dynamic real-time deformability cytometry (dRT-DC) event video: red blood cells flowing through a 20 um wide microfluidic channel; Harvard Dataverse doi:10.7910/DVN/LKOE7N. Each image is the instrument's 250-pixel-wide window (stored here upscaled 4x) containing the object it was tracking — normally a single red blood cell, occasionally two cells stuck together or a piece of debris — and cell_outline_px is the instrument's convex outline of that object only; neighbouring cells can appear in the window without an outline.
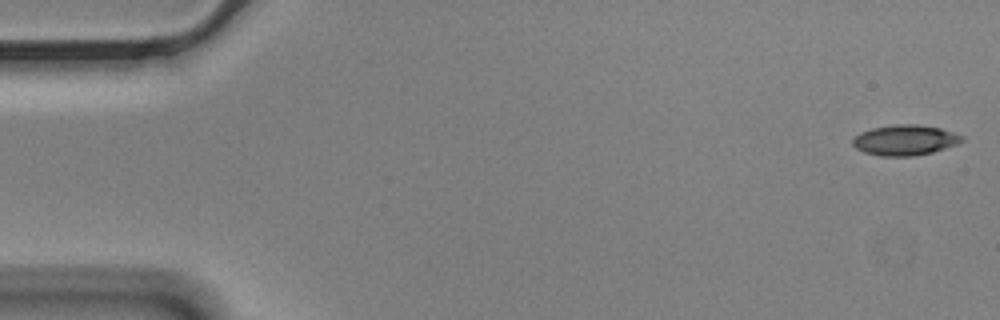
{"species": "Egyptian fruit bat (a non-hibernating species)", "species_latin": "Rousettus aegyptiacus", "temperature_condition": "cold", "stored_images_in_passage": 57, "camera_frame_rate_fps": 3000, "um_per_image_px": 0.085, "animal": {"sex": "male"}, "frame": {"image": 1, "passage_image": 1, "time_ms": 0.0, "image_size_px": [1000, 320], "cell_outline_px": [[964, 140], [956, 144], [932, 152], [912, 156], [880, 156], [864, 152], [856, 148], [852, 144], [852, 140], [860, 132], [872, 128], [892, 124], [916, 124], [940, 128], [964, 136]], "centroid_in_image_um": [76.9, 11.9], "position_along_channel_um": 8.1, "area_um2": 19.31}}
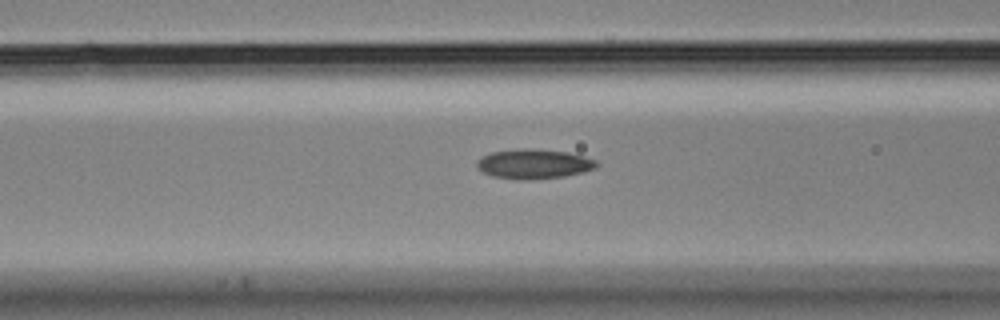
{"frame": {"image": 2, "passage_image": 22, "time_ms": 7.0, "image_size_px": [1000, 320], "cell_outline_px": [[600, 164], [596, 168], [564, 176], [524, 180], [520, 180], [492, 176], [476, 168], [476, 160], [492, 152], [520, 148], [528, 148], [568, 152], [584, 156], [596, 160]], "centroid_in_image_um": [45.37, 13.93], "position_along_channel_um": 121.2, "area_um2": 20.63}}
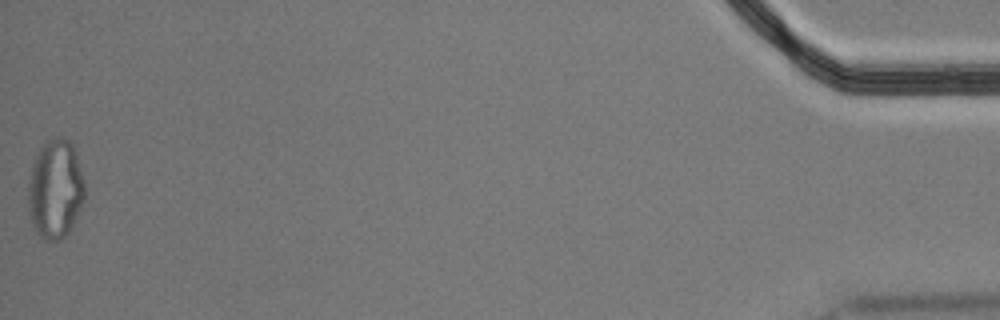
{"frame": {"image": 3, "passage_image": 57, "time_ms": 18.667, "image_size_px": [1000, 320], "cell_outline_px": [[84, 200], [72, 228], [60, 240], [44, 240], [36, 232], [32, 224], [28, 212], [28, 180], [32, 164], [40, 148], [48, 140], [56, 136], [60, 136], [68, 140], [72, 144], [76, 152], [84, 180]], "centroid_in_image_um": [4.7, 16.08], "position_along_channel_um": 430.5, "area_um2": 32.95}, "authors_computed_cell_mechanics": {"area_um2": 19.8254, "velocity_mm_per_s": 3.4814, "shape_relaxation_time_tau1_ms": null, "shape_relaxation_time_tau2_ms": 3.8086, "deformation_change_tau1": null, "deformation_change_tau2": 0.1022}}